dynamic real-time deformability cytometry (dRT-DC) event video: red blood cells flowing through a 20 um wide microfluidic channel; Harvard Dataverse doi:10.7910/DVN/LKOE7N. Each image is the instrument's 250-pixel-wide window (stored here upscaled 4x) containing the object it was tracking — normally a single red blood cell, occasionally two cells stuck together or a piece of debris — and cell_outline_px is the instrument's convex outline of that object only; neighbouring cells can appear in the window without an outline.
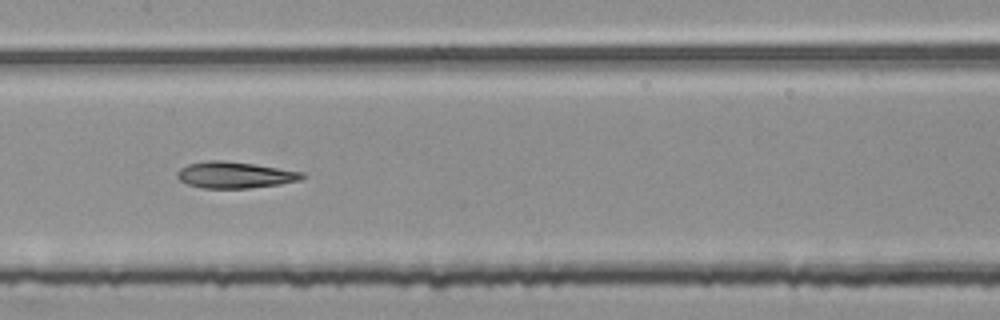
{"species": "common noctule bat (a hibernating species)", "species_latin": "Nyctalus noctula", "temperature_condition": "room temperature", "stored_images_in_passage": 54, "segment_of_instrument_passage": [2, 2], "camera_frame_rate_fps": 3000, "um_per_image_px": 0.085, "animal": {"sex": "female", "body_mass_g": 25.1}, "frame": {"image": 1, "passage_image": 27, "time_ms": 8.667, "image_size_px": [1000, 320], "cell_outline_px": [[304, 176], [300, 180], [280, 184], [248, 188], [204, 188], [188, 184], [180, 180], [176, 176], [176, 172], [180, 168], [188, 164], [208, 160], [224, 160], [252, 164], [304, 172]], "centroid_in_image_um": [19.93, 14.87], "position_along_channel_um": 187.5, "area_um2": 19.07}}
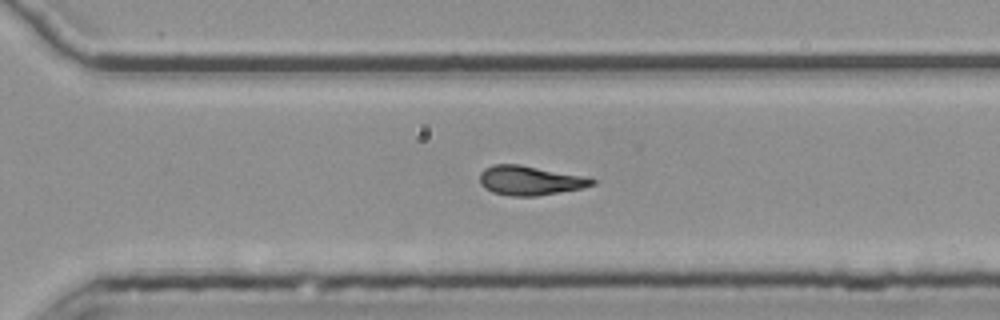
{"frame": {"image": 2, "passage_image": 38, "time_ms": 12.333, "image_size_px": [1000, 320], "cell_outline_px": [[596, 184], [584, 188], [536, 196], [512, 196], [492, 192], [484, 188], [480, 184], [480, 172], [484, 168], [492, 164], [520, 164], [588, 176], [596, 180]], "centroid_in_image_um": [45.08, 15.33], "position_along_channel_um": 325.5, "area_um2": 19.59}}
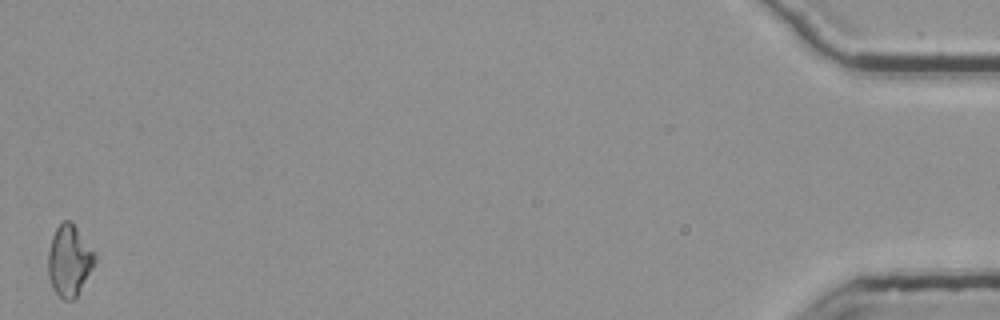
{"frame": {"image": 3, "passage_image": 54, "time_ms": 17.667, "image_size_px": [1000, 320], "cell_outline_px": [[96, 260], [92, 268], [76, 296], [72, 300], [64, 300], [52, 288], [48, 276], [48, 252], [52, 236], [56, 228], [64, 220], [68, 220], [76, 228], [96, 252]], "centroid_in_image_um": [5.88, 22.15], "position_along_channel_um": 429.3, "area_um2": 19.13}}